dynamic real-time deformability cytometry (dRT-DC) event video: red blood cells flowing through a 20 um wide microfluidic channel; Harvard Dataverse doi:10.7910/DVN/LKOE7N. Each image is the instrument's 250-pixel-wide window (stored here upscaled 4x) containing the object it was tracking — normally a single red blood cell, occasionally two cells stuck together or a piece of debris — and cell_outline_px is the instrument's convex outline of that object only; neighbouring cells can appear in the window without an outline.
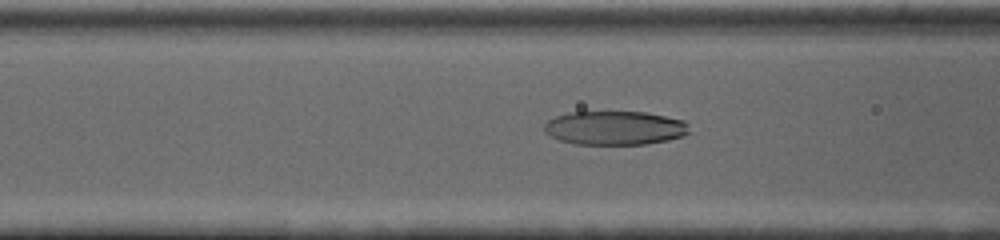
{"species": "human", "species_latin": "Homo sapiens", "temperature_condition": "cold", "stored_images_in_passage": 67, "camera_frame_rate_fps": 3000, "um_per_image_px": 0.085, "donor": {"sex": "female"}, "frame": {"image": 1, "passage_image": 27, "time_ms": 8.667, "image_size_px": [1000, 240], "cell_outline_px": [[688, 132], [684, 136], [668, 140], [644, 144], [576, 144], [560, 140], [544, 132], [544, 124], [548, 120], [556, 116], [568, 112], [644, 112], [684, 120], [688, 124]], "centroid_in_image_um": [52.25, 10.87], "position_along_channel_um": 114.3, "area_um2": 28.55}}
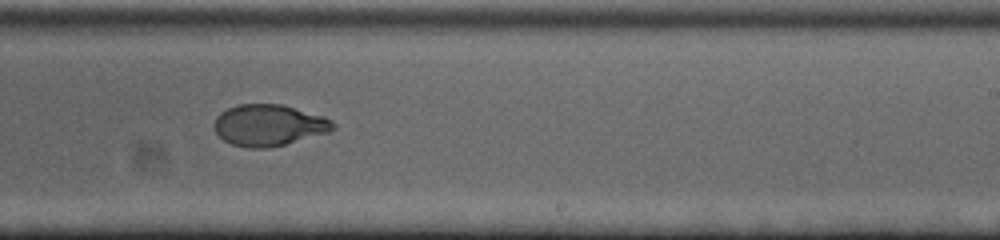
{"frame": {"image": 2, "passage_image": 42, "time_ms": 13.667, "image_size_px": [1000, 240], "cell_outline_px": [[336, 128], [328, 132], [284, 144], [264, 148], [248, 148], [232, 144], [224, 140], [216, 132], [212, 124], [216, 116], [220, 112], [236, 104], [280, 104], [324, 116], [332, 120], [336, 124]], "centroid_in_image_um": [22.83, 10.63], "position_along_channel_um": 266.2, "area_um2": 28.61}}
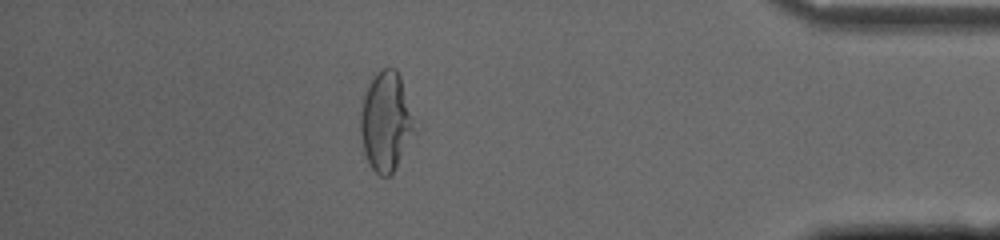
{"frame": {"image": 3, "passage_image": 59, "time_ms": 19.333, "image_size_px": [1000, 240], "cell_outline_px": [[416, 132], [392, 176], [380, 176], [372, 168], [364, 152], [360, 132], [360, 112], [364, 96], [368, 84], [384, 68], [396, 68], [400, 76]], "centroid_in_image_um": [32.8, 10.4], "position_along_channel_um": 402.4, "area_um2": 30.87}}